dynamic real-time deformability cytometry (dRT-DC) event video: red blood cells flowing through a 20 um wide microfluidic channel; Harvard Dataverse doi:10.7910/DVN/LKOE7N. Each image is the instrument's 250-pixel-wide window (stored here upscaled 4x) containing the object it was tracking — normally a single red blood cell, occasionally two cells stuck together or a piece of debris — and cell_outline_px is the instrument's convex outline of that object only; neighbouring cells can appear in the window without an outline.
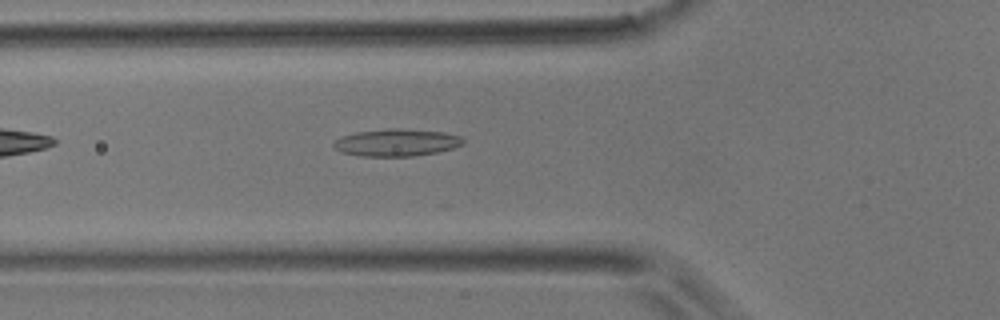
{"species": "common noctule bat (a hibernating species)", "species_latin": "Nyctalus noctula", "temperature_condition": "room temperature", "stored_images_in_passage": 3, "camera_frame_rate_fps": 3000, "um_per_image_px": 0.085, "animal": {"sex": "male", "body_mass_g": 17.9}, "frame": {"image": 1, "passage_image": 3, "time_ms": 0.667, "image_size_px": [1000, 320], "cell_outline_px": [[464, 144], [456, 148], [436, 152], [412, 156], [360, 156], [340, 152], [332, 144], [340, 136], [356, 132], [388, 128], [400, 128], [444, 132], [460, 136], [464, 140]], "centroid_in_image_um": [33.71, 12.11], "position_along_channel_um": 92.1, "area_um2": 20.69}}